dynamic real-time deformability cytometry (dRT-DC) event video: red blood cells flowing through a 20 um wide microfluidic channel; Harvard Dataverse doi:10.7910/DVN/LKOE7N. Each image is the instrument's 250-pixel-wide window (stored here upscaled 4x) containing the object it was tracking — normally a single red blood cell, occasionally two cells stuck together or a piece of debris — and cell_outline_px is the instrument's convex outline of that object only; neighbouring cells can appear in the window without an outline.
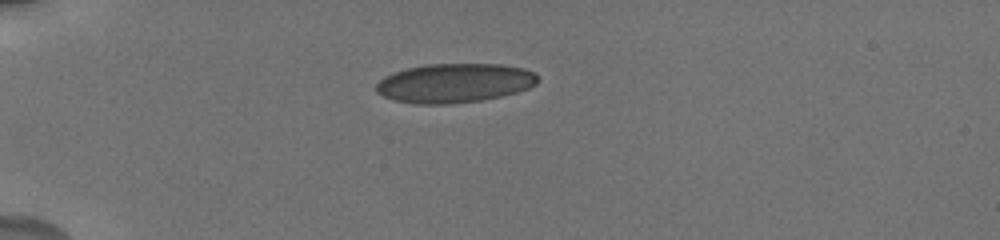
{"species": "human", "species_latin": "Homo sapiens", "temperature_condition": "cold", "stored_images_in_passage": 31, "camera_frame_rate_fps": 3000, "um_per_image_px": 0.085, "donor": {"sex": "male"}, "frame": {"image": 1, "passage_image": 1, "time_ms": 0.0, "image_size_px": [1000, 240], "cell_outline_px": [[540, 80], [536, 84], [528, 88], [516, 92], [500, 96], [480, 100], [452, 104], [416, 104], [392, 100], [376, 92], [376, 84], [384, 76], [392, 72], [408, 68], [428, 64], [500, 64], [524, 68], [536, 72]], "centroid_in_image_um": [38.64, 7.06], "position_along_channel_um": 46.4, "area_um2": 37.11}}
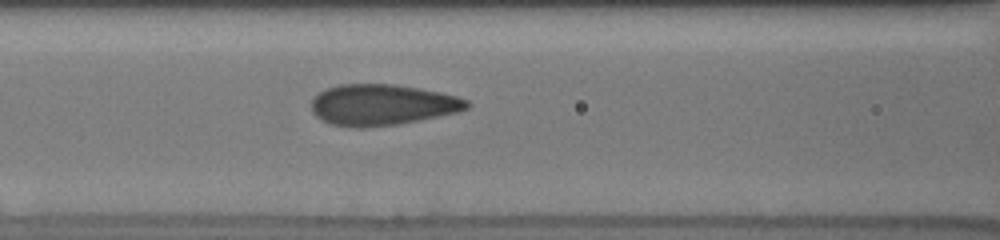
{"frame": {"image": 2, "passage_image": 11, "time_ms": 3.333, "image_size_px": [1000, 240], "cell_outline_px": [[472, 104], [468, 108], [460, 112], [420, 120], [396, 124], [360, 128], [356, 128], [332, 124], [320, 120], [312, 112], [312, 96], [328, 88], [340, 84], [392, 84], [420, 88], [440, 92], [456, 96], [468, 100]], "centroid_in_image_um": [32.5, 8.91], "position_along_channel_um": 134.1, "area_um2": 37.34}}
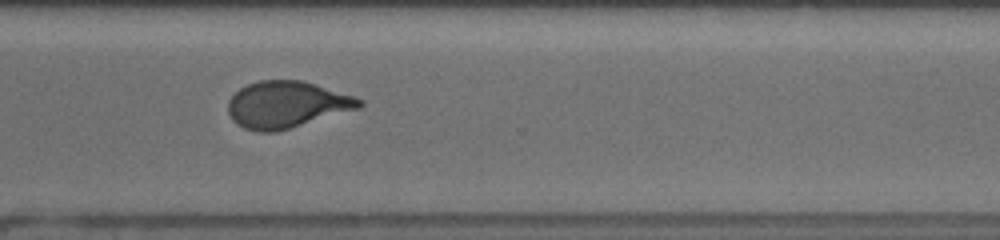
{"frame": {"image": 3, "passage_image": 30, "time_ms": 9.0, "image_size_px": [1000, 240], "cell_outline_px": [[364, 104], [360, 108], [276, 132], [260, 132], [244, 128], [236, 124], [232, 120], [228, 112], [228, 100], [240, 88], [248, 84], [260, 80], [304, 80], [364, 100]], "centroid_in_image_um": [24.35, 8.89], "position_along_channel_um": 346.2, "area_um2": 35.66}}